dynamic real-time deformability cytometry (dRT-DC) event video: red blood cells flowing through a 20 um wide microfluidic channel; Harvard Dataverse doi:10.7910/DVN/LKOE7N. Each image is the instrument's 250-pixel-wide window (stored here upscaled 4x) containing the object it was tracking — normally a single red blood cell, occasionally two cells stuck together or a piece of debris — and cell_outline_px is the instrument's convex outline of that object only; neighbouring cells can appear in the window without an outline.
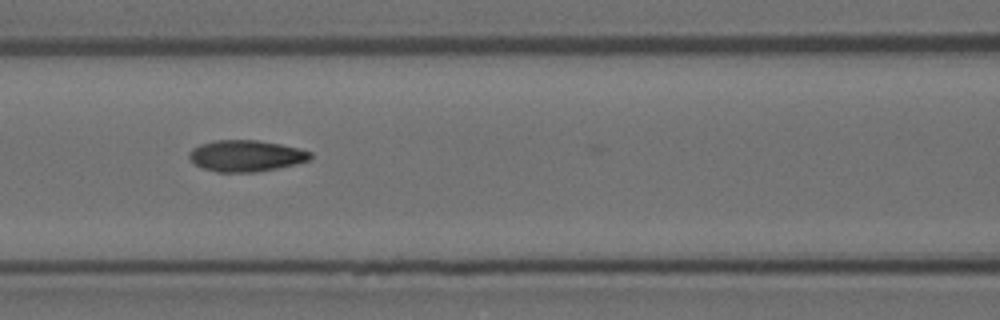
{"species": "Egyptian fruit bat (a non-hibernating species)", "species_latin": "Rousettus aegyptiacus", "temperature_condition": "room temperature", "stored_images_in_passage": 10, "camera_frame_rate_fps": 3000, "um_per_image_px": 0.085, "animal": {"sex": "female"}, "frame": {"image": 1, "passage_image": 6, "time_ms": 1.667, "image_size_px": [1000, 320], "cell_outline_px": [[312, 156], [308, 160], [296, 164], [256, 172], [216, 172], [204, 168], [196, 164], [188, 156], [188, 152], [192, 148], [200, 144], [216, 140], [256, 140], [280, 144], [300, 148], [312, 152]], "centroid_in_image_um": [20.91, 13.24], "position_along_channel_um": 145.7, "area_um2": 22.08}}
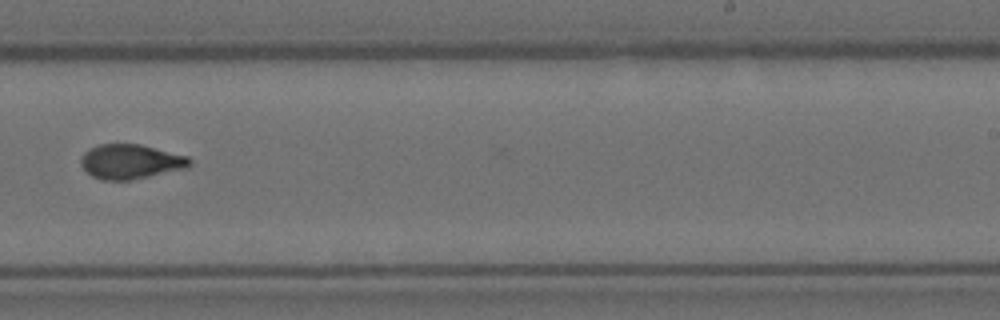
{"frame": {"image": 2, "passage_image": 9, "time_ms": 2.667, "image_size_px": [1000, 320], "cell_outline_px": [[192, 164], [188, 168], [128, 180], [100, 180], [92, 176], [80, 164], [80, 160], [84, 152], [88, 148], [100, 144], [140, 144], [188, 156], [192, 160]], "centroid_in_image_um": [11.1, 13.73], "position_along_channel_um": 277.9, "area_um2": 21.96}}
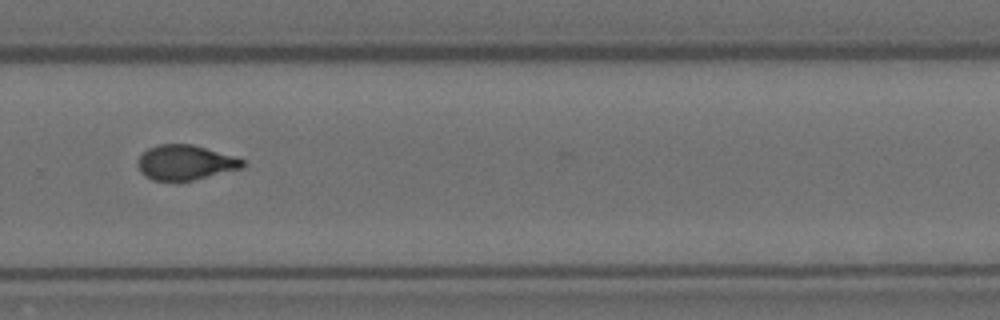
{"frame": {"image": 3, "passage_image": 10, "time_ms": 3.0, "image_size_px": [1000, 320], "cell_outline_px": [[244, 168], [192, 180], [152, 180], [144, 176], [140, 172], [136, 164], [136, 160], [148, 148], [156, 144], [192, 144], [232, 156], [244, 160]], "centroid_in_image_um": [15.7, 13.81], "position_along_channel_um": 314.1, "area_um2": 21.27}}